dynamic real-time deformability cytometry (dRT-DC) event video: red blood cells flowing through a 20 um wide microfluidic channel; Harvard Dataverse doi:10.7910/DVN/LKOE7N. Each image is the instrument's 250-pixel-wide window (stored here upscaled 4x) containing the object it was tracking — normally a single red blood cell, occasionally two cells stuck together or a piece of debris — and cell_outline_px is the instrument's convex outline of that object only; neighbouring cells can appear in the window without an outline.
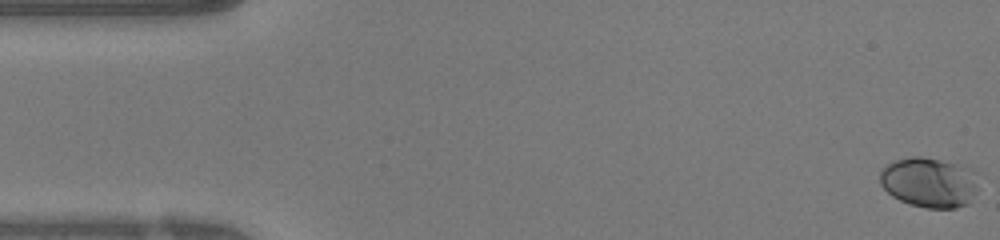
{"species": "human", "species_latin": "Homo sapiens", "temperature_condition": "warm", "stored_images_in_passage": 50, "camera_frame_rate_fps": 3000, "um_per_image_px": 0.085, "donor": {"sex": "female"}, "frame": {"image": 1, "passage_image": 1, "time_ms": 0.0, "image_size_px": [1000, 240], "cell_outline_px": [[976, 192], [968, 204], [956, 208], [928, 208], [908, 204], [892, 196], [880, 184], [880, 172], [892, 160], [908, 156], [920, 156], [940, 160], [956, 164], [964, 168], [976, 188]], "centroid_in_image_um": [78.86, 15.52], "position_along_channel_um": 6.1, "area_um2": 27.98}}
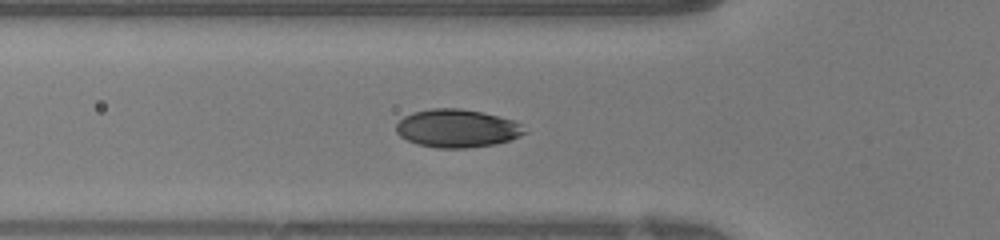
{"frame": {"image": 2, "passage_image": 17, "time_ms": 5.333, "image_size_px": [1000, 240], "cell_outline_px": [[528, 132], [520, 136], [496, 144], [468, 148], [436, 148], [416, 144], [400, 136], [396, 132], [396, 124], [404, 116], [412, 112], [432, 108], [460, 108], [480, 112], [512, 120], [520, 124]], "centroid_in_image_um": [38.82, 10.92], "position_along_channel_um": 87.0, "area_um2": 28.5}}
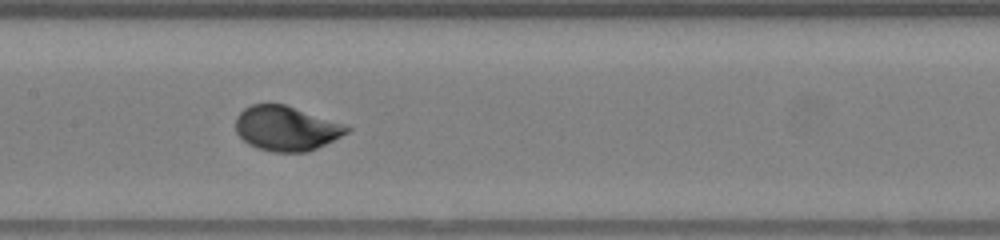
{"frame": {"image": 3, "passage_image": 24, "time_ms": 7.667, "image_size_px": [1000, 240], "cell_outline_px": [[352, 128], [348, 132], [308, 152], [272, 152], [256, 148], [248, 144], [236, 132], [236, 116], [244, 108], [252, 104], [284, 104], [344, 124]], "centroid_in_image_um": [24.3, 10.92], "position_along_channel_um": 183.1, "area_um2": 28.73}, "authors_computed_cell_mechanics": {"area_um2": 28.8422, "velocity_mm_per_s": 4.095, "shape_relaxation_time_tau1_ms": 2.6119, "shape_relaxation_time_tau2_ms": null, "deformation_change_tau1": 0.1509, "deformation_change_tau2": null}}